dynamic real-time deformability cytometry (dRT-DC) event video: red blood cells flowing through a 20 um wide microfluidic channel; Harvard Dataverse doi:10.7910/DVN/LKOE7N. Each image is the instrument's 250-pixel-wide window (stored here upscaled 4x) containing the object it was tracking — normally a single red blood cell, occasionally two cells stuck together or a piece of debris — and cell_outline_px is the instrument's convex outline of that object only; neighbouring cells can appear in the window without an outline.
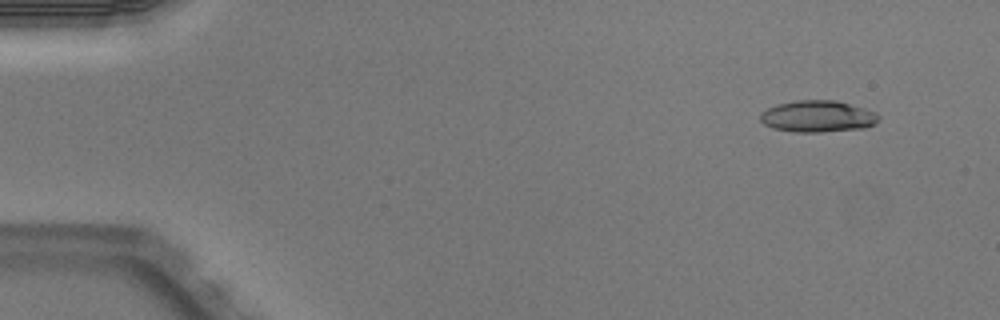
{"species": "Egyptian fruit bat (a non-hibernating species)", "species_latin": "Rousettus aegyptiacus", "temperature_condition": "warm", "stored_images_in_passage": 47, "camera_frame_rate_fps": 3000, "um_per_image_px": 0.085, "animal": {"sex": "male"}, "frame": {"image": 1, "passage_image": 1, "time_ms": 0.0, "image_size_px": [1000, 320], "cell_outline_px": [[880, 116], [872, 124], [864, 128], [820, 132], [796, 132], [772, 128], [764, 124], [760, 120], [760, 112], [776, 104], [796, 100], [836, 100], [864, 108], [876, 112]], "centroid_in_image_um": [69.46, 9.88], "position_along_channel_um": 15.5, "area_um2": 21.79}}
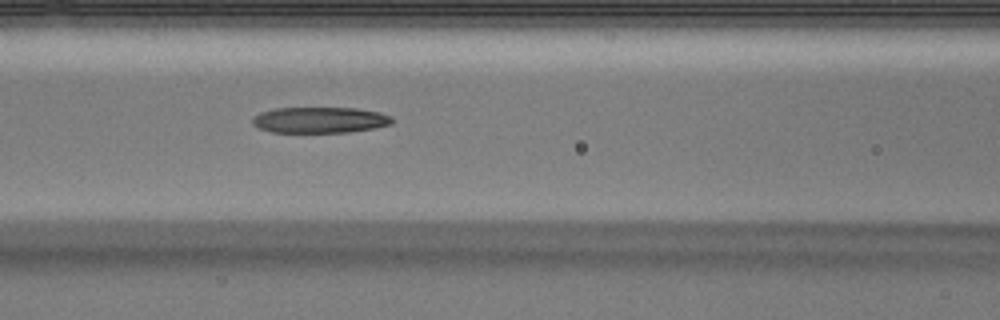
{"frame": {"image": 2, "passage_image": 19, "time_ms": 6.0, "image_size_px": [1000, 320], "cell_outline_px": [[392, 124], [372, 128], [348, 132], [272, 132], [260, 128], [252, 124], [252, 116], [260, 112], [276, 108], [356, 108], [380, 112], [392, 116]], "centroid_in_image_um": [27.17, 10.19], "position_along_channel_um": 139.4, "area_um2": 21.1}}
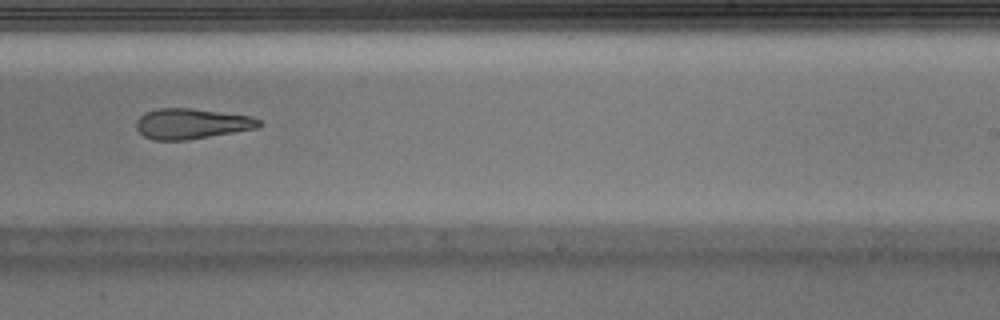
{"frame": {"image": 3, "passage_image": 29, "time_ms": 9.333, "image_size_px": [1000, 320], "cell_outline_px": [[264, 124], [256, 128], [188, 140], [152, 140], [144, 136], [136, 128], [136, 120], [144, 112], [156, 108], [188, 108], [252, 116], [260, 120]], "centroid_in_image_um": [16.26, 10.51], "position_along_channel_um": 272.7, "area_um2": 21.79}, "authors_computed_cell_mechanics": {"area_um2": 21.9062, "velocity_mm_per_s": 4.01, "shape_relaxation_time_tau1_ms": null, "shape_relaxation_time_tau2_ms": 2.1746, "deformation_change_tau1": null, "deformation_change_tau2": 0.1332}}